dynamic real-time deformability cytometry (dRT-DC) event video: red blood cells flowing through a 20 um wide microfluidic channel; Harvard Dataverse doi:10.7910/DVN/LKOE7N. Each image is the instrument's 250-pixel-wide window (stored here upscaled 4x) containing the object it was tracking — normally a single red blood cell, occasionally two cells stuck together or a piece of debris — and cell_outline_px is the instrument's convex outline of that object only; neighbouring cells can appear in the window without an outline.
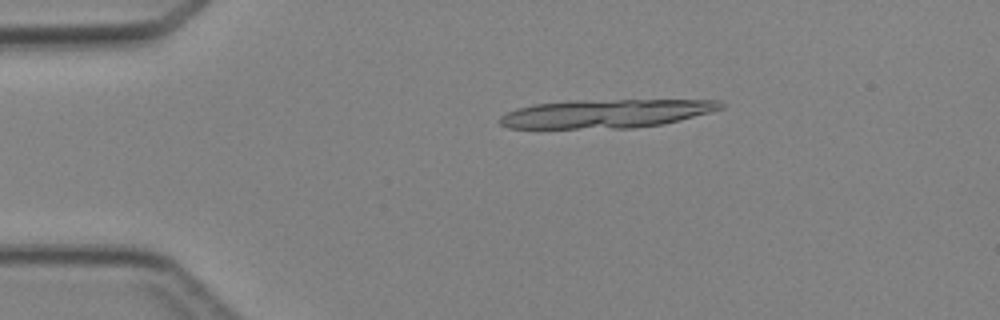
{"species": "Egyptian fruit bat (a non-hibernating species)", "species_latin": "Rousettus aegyptiacus", "temperature_condition": "cold", "stored_images_in_passage": 2, "camera_frame_rate_fps": 3000, "um_per_image_px": 0.085, "animal": {"sex": "female"}, "frame": {"image": 1, "passage_image": 1, "time_ms": 0.0, "image_size_px": [1000, 320], "cell_outline_px": [[724, 108], [712, 112], [664, 124], [632, 128], [508, 128], [500, 124], [496, 120], [500, 116], [516, 108], [536, 104], [568, 100], [720, 100], [724, 104]], "centroid_in_image_um": [51.51, 9.65], "position_along_channel_um": 33.5, "area_um2": 37.05}}